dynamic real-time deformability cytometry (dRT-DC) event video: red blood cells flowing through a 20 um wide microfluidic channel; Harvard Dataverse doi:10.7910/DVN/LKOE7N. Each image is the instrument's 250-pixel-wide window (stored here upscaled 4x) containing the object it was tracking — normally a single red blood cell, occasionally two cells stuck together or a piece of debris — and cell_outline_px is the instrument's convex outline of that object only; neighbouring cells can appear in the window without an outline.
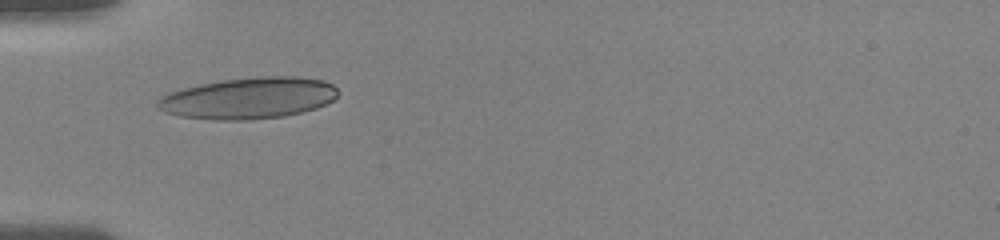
{"species": "human", "species_latin": "Homo sapiens", "temperature_condition": "room temperature", "stored_images_in_passage": 27, "camera_frame_rate_fps": 3000, "um_per_image_px": 0.085, "donor": {"sex": "female"}, "frame": {"image": 1, "passage_image": 26, "time_ms": 5.0, "image_size_px": [1000, 240], "cell_outline_px": [[340, 92], [332, 100], [316, 108], [284, 116], [248, 120], [216, 120], [180, 116], [164, 112], [156, 108], [156, 100], [160, 96], [168, 92], [200, 84], [224, 80], [264, 76], [296, 76], [324, 80], [332, 84]], "centroid_in_image_um": [21.1, 8.34], "position_along_channel_um": 63.9, "area_um2": 43.58}}